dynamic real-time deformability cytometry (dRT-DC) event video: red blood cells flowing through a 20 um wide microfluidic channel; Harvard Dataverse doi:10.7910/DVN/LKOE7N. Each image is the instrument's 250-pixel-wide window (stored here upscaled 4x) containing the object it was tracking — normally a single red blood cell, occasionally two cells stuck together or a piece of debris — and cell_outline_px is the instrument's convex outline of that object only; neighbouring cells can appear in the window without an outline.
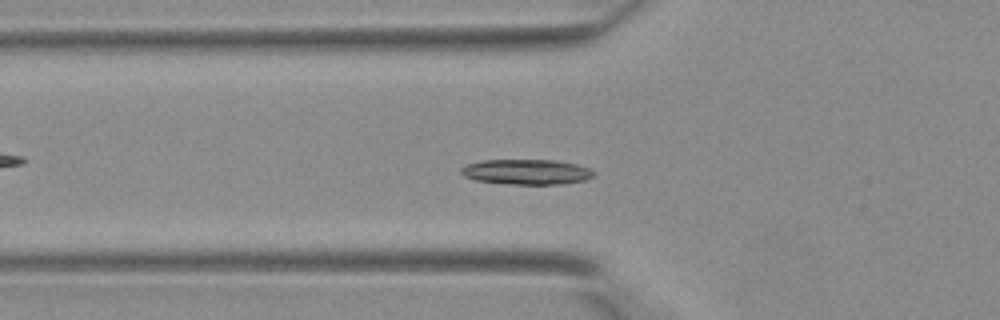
{"species": "Egyptian fruit bat (a non-hibernating species)", "species_latin": "Rousettus aegyptiacus", "temperature_condition": "warm", "stored_images_in_passage": 33, "camera_frame_rate_fps": 3000, "um_per_image_px": 0.085, "animal": {"sex": "female"}, "frame": {"image": 1, "passage_image": 7, "time_ms": 2.0, "image_size_px": [1000, 320], "cell_outline_px": [[596, 176], [584, 180], [564, 184], [512, 184], [476, 180], [464, 176], [460, 172], [460, 168], [468, 164], [484, 160], [556, 160], [576, 164], [588, 168], [596, 172]], "centroid_in_image_um": [44.8, 14.61], "position_along_channel_um": 81.0, "area_um2": 19.48}}
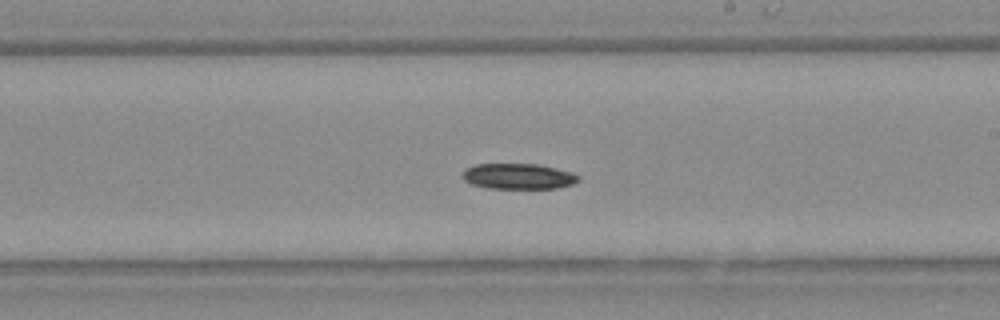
{"frame": {"image": 2, "passage_image": 17, "time_ms": 5.333, "image_size_px": [1000, 320], "cell_outline_px": [[580, 180], [572, 184], [556, 188], [488, 188], [472, 184], [464, 180], [460, 176], [464, 168], [476, 164], [536, 164], [572, 172], [580, 176]], "centroid_in_image_um": [44.02, 14.98], "position_along_channel_um": 245.0, "area_um2": 17.34}}
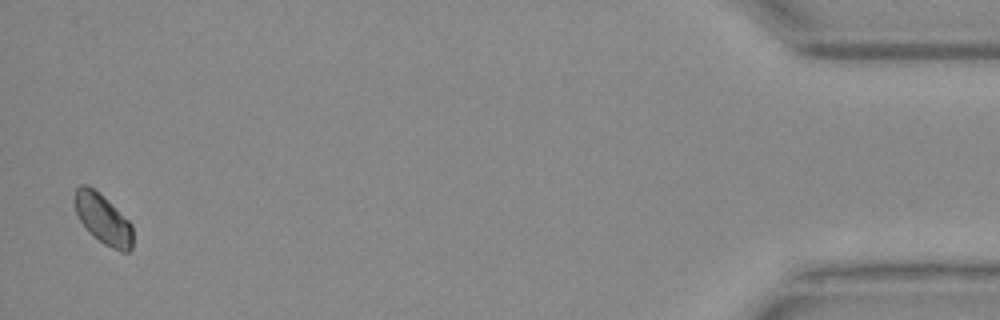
{"frame": {"image": 3, "passage_image": 33, "time_ms": 10.667, "image_size_px": [1000, 320], "cell_outline_px": [[132, 248], [128, 252], [120, 252], [104, 244], [80, 220], [76, 212], [76, 188], [80, 184], [88, 184], [100, 192], [132, 224]], "centroid_in_image_um": [8.79, 18.6], "position_along_channel_um": 426.4, "area_um2": 16.53}}